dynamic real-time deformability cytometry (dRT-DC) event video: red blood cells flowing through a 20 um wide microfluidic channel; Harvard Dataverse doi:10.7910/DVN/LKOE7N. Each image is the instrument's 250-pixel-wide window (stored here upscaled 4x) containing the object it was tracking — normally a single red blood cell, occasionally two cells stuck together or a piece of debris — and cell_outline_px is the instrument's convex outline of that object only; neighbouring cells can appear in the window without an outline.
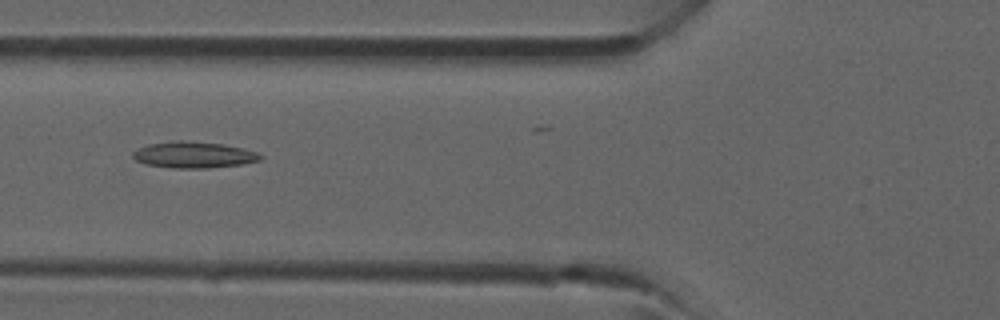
{"species": "common noctule bat (a hibernating species)", "species_latin": "Nyctalus noctula", "temperature_condition": "room temperature", "stored_images_in_passage": 5, "camera_frame_rate_fps": 3000, "um_per_image_px": 0.085, "animal": {"sex": "male", "forearm_length_mm": 52.5}, "frame": {"image": 1, "passage_image": 5, "time_ms": 4.667, "image_size_px": [1000, 320], "cell_outline_px": [[264, 156], [260, 160], [240, 164], [208, 168], [172, 168], [144, 164], [136, 160], [132, 156], [132, 152], [136, 148], [148, 144], [180, 140], [224, 144], [244, 148], [256, 152]], "centroid_in_image_um": [16.43, 13.16], "position_along_channel_um": 109.4, "area_um2": 19.59}}